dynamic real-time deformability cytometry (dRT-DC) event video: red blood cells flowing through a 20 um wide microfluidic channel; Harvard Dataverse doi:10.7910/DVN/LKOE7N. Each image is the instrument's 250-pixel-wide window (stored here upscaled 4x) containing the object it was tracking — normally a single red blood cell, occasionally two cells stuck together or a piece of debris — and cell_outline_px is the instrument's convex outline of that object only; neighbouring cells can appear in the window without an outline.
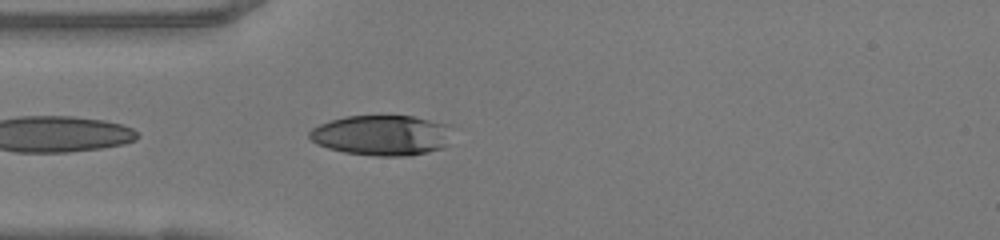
{"species": "human", "species_latin": "Homo sapiens", "temperature_condition": "warm", "stored_images_in_passage": 8, "camera_frame_rate_fps": 3000, "um_per_image_px": 0.085, "donor": {"sex": "female"}, "frame": {"image": 1, "passage_image": 2, "time_ms": 0.333, "image_size_px": [1000, 240], "cell_outline_px": [[448, 144], [440, 148], [428, 152], [408, 156], [376, 156], [344, 152], [328, 148], [316, 144], [308, 136], [308, 132], [312, 128], [320, 124], [344, 116], [412, 116], [448, 124]], "centroid_in_image_um": [32.41, 11.5], "position_along_channel_um": 52.6, "area_um2": 33.41}}
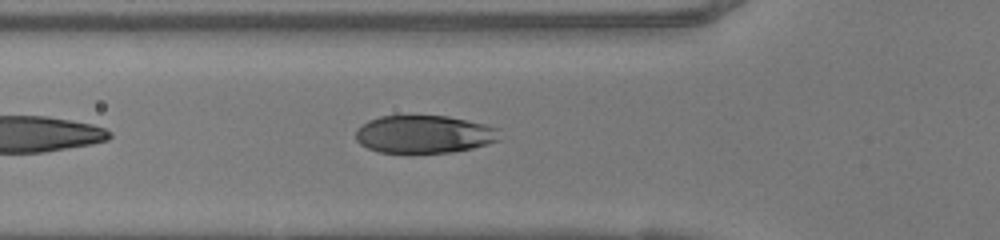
{"frame": {"image": 2, "passage_image": 5, "time_ms": 1.333, "image_size_px": [1000, 240], "cell_outline_px": [[500, 140], [488, 144], [472, 148], [452, 152], [412, 156], [380, 152], [368, 148], [360, 144], [356, 140], [356, 128], [368, 120], [380, 116], [448, 116], [484, 124], [500, 128]], "centroid_in_image_um": [36.04, 11.46], "position_along_channel_um": 89.8, "area_um2": 32.77}}